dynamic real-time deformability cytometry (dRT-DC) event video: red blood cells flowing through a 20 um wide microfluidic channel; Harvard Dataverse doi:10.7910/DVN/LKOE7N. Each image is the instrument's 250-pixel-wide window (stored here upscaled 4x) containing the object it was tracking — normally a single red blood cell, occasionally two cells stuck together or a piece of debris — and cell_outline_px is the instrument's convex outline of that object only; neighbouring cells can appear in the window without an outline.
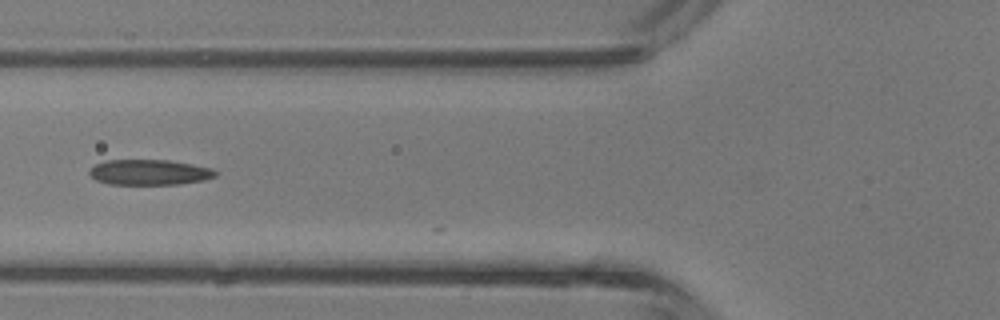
{"species": "common noctule bat (a hibernating species)", "species_latin": "Nyctalus noctula", "temperature_condition": "room temperature", "stored_images_in_passage": 18, "segment_of_instrument_passage": [2, 2], "camera_frame_rate_fps": 3000, "um_per_image_px": 0.085, "animal": {"sex": "male", "body_mass_g": 13.3}, "frame": {"image": 1, "passage_image": 15, "time_ms": 4.667, "image_size_px": [1000, 320], "cell_outline_px": [[216, 176], [204, 180], [180, 184], [108, 184], [96, 180], [88, 172], [96, 164], [104, 160], [168, 160], [192, 164], [212, 168], [216, 172]], "centroid_in_image_um": [12.7, 14.64], "position_along_channel_um": 113.1, "area_um2": 18.61}}
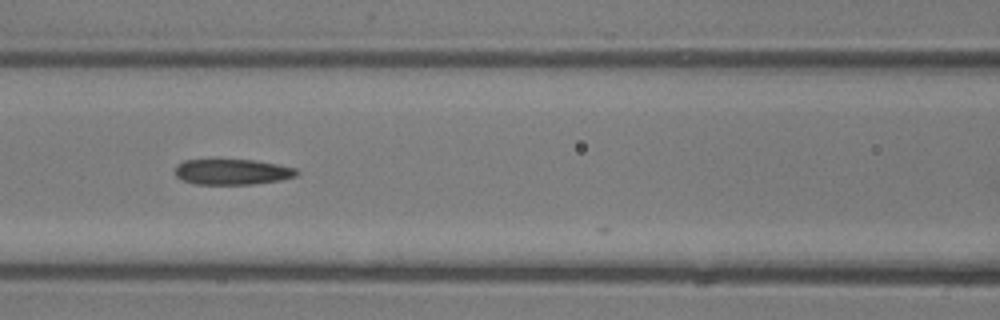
{"frame": {"image": 2, "passage_image": 17, "time_ms": 5.333, "image_size_px": [1000, 320], "cell_outline_px": [[300, 172], [296, 176], [280, 180], [252, 184], [196, 184], [180, 180], [176, 176], [176, 164], [184, 160], [252, 160], [276, 164], [296, 168]], "centroid_in_image_um": [19.73, 14.61], "position_along_channel_um": 146.9, "area_um2": 18.09}}